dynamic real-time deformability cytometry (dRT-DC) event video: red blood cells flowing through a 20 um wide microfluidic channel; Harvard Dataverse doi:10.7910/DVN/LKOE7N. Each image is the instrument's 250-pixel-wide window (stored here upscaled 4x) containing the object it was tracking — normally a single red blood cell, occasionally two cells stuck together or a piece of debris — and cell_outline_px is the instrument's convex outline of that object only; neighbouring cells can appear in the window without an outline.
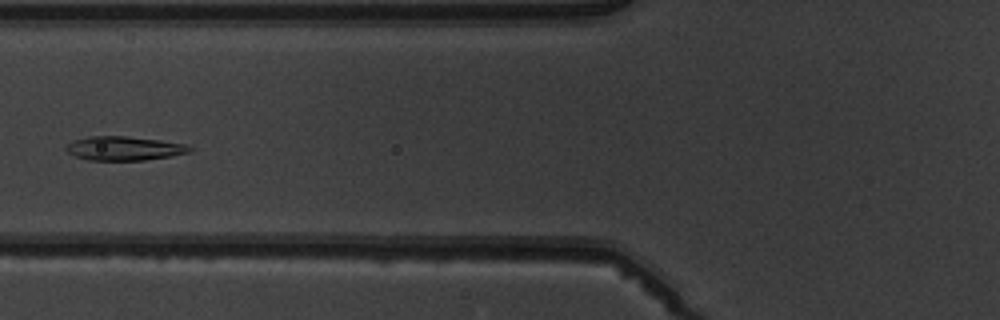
{"species": "common noctule bat (a hibernating species)", "species_latin": "Nyctalus noctula", "temperature_condition": "warm", "stored_images_in_passage": 7, "segment_of_instrument_passage": [2, 2], "camera_frame_rate_fps": 3000, "um_per_image_px": 0.085, "animal": {"sex": "male", "body_mass_g": 19.5, "forearm_length_mm": 54.6}, "frame": {"image": 1, "passage_image": 6, "time_ms": 6.667, "image_size_px": [1000, 320], "cell_outline_px": [[192, 148], [188, 152], [172, 156], [144, 160], [88, 160], [76, 156], [68, 152], [64, 148], [72, 140], [88, 136], [128, 136], [160, 140], [188, 144]], "centroid_in_image_um": [10.54, 12.6], "position_along_channel_um": 115.3, "area_um2": 17.34}}
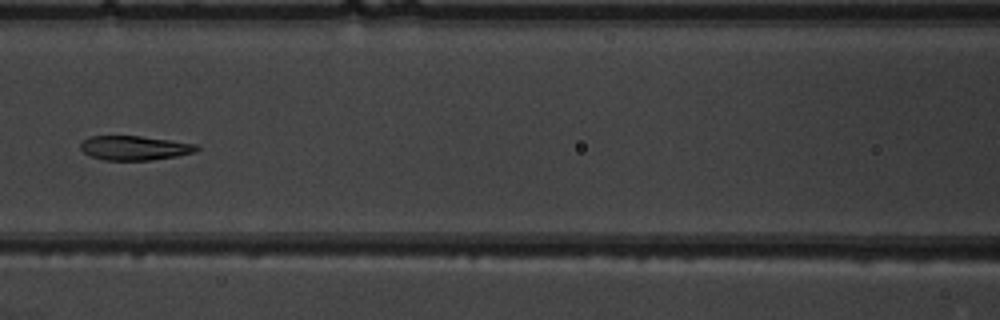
{"frame": {"image": 2, "passage_image": 7, "time_ms": 7.667, "image_size_px": [1000, 320], "cell_outline_px": [[200, 148], [196, 152], [176, 156], [148, 160], [104, 160], [92, 156], [84, 152], [80, 148], [80, 144], [84, 140], [92, 136], [140, 136], [196, 144]], "centroid_in_image_um": [11.45, 12.57], "position_along_channel_um": 155.2, "area_um2": 16.24}}